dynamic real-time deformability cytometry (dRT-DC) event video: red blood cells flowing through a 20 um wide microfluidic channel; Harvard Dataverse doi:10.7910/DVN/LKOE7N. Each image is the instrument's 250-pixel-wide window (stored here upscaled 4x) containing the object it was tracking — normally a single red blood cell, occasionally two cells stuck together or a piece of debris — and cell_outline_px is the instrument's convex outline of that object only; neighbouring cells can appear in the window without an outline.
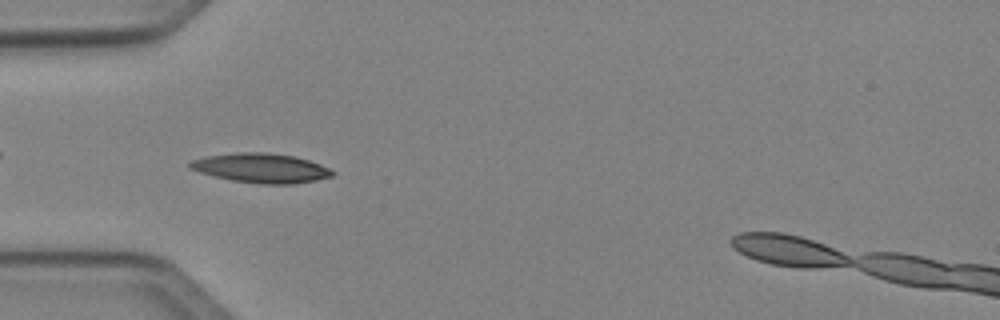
{"species": "Egyptian fruit bat (a non-hibernating species)", "species_latin": "Rousettus aegyptiacus", "temperature_condition": "cold", "stored_images_in_passage": 5, "camera_frame_rate_fps": 3000, "um_per_image_px": 0.085, "animal": {"sex": "female"}, "frame": {"image": 1, "passage_image": 5, "time_ms": 4.667, "image_size_px": [1000, 320], "cell_outline_px": [[336, 172], [332, 176], [316, 180], [292, 184], [260, 184], [232, 180], [200, 172], [188, 168], [184, 164], [192, 160], [204, 156], [236, 152], [268, 152], [296, 156], [320, 164]], "centroid_in_image_um": [22.16, 14.27], "position_along_channel_um": 62.8, "area_um2": 24.62}}